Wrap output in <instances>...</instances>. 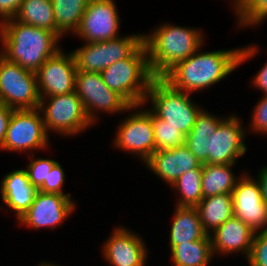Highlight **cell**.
<instances>
[{"instance_id":"19","label":"cell","mask_w":267,"mask_h":266,"mask_svg":"<svg viewBox=\"0 0 267 266\" xmlns=\"http://www.w3.org/2000/svg\"><path fill=\"white\" fill-rule=\"evenodd\" d=\"M254 231L236 216H232L209 234L213 255L242 253L248 259Z\"/></svg>"},{"instance_id":"14","label":"cell","mask_w":267,"mask_h":266,"mask_svg":"<svg viewBox=\"0 0 267 266\" xmlns=\"http://www.w3.org/2000/svg\"><path fill=\"white\" fill-rule=\"evenodd\" d=\"M76 206L68 195L38 191L30 208L17 222L29 229H57L75 212Z\"/></svg>"},{"instance_id":"6","label":"cell","mask_w":267,"mask_h":266,"mask_svg":"<svg viewBox=\"0 0 267 266\" xmlns=\"http://www.w3.org/2000/svg\"><path fill=\"white\" fill-rule=\"evenodd\" d=\"M38 109L48 134L53 132L57 135L72 137L93 126L75 91L40 98Z\"/></svg>"},{"instance_id":"4","label":"cell","mask_w":267,"mask_h":266,"mask_svg":"<svg viewBox=\"0 0 267 266\" xmlns=\"http://www.w3.org/2000/svg\"><path fill=\"white\" fill-rule=\"evenodd\" d=\"M100 74L104 83L121 95L131 106L144 103L150 83L154 78L144 43L128 58L113 63Z\"/></svg>"},{"instance_id":"25","label":"cell","mask_w":267,"mask_h":266,"mask_svg":"<svg viewBox=\"0 0 267 266\" xmlns=\"http://www.w3.org/2000/svg\"><path fill=\"white\" fill-rule=\"evenodd\" d=\"M90 0H51L56 22V35L62 37L77 31Z\"/></svg>"},{"instance_id":"12","label":"cell","mask_w":267,"mask_h":266,"mask_svg":"<svg viewBox=\"0 0 267 266\" xmlns=\"http://www.w3.org/2000/svg\"><path fill=\"white\" fill-rule=\"evenodd\" d=\"M242 124L234 113L226 115L220 122L216 132L208 138V164H236L246 154L247 145L244 141L250 132Z\"/></svg>"},{"instance_id":"37","label":"cell","mask_w":267,"mask_h":266,"mask_svg":"<svg viewBox=\"0 0 267 266\" xmlns=\"http://www.w3.org/2000/svg\"><path fill=\"white\" fill-rule=\"evenodd\" d=\"M14 109L8 107L4 103L0 101V148L3 145L8 124L10 121V116Z\"/></svg>"},{"instance_id":"38","label":"cell","mask_w":267,"mask_h":266,"mask_svg":"<svg viewBox=\"0 0 267 266\" xmlns=\"http://www.w3.org/2000/svg\"><path fill=\"white\" fill-rule=\"evenodd\" d=\"M252 85L256 89H260L263 95H267V61L261 67V69L252 78Z\"/></svg>"},{"instance_id":"35","label":"cell","mask_w":267,"mask_h":266,"mask_svg":"<svg viewBox=\"0 0 267 266\" xmlns=\"http://www.w3.org/2000/svg\"><path fill=\"white\" fill-rule=\"evenodd\" d=\"M225 117L213 115L206 109H201L197 115L195 125L189 133L213 134L216 132L218 125Z\"/></svg>"},{"instance_id":"34","label":"cell","mask_w":267,"mask_h":266,"mask_svg":"<svg viewBox=\"0 0 267 266\" xmlns=\"http://www.w3.org/2000/svg\"><path fill=\"white\" fill-rule=\"evenodd\" d=\"M253 109L248 124L249 131L267 136V95H262Z\"/></svg>"},{"instance_id":"39","label":"cell","mask_w":267,"mask_h":266,"mask_svg":"<svg viewBox=\"0 0 267 266\" xmlns=\"http://www.w3.org/2000/svg\"><path fill=\"white\" fill-rule=\"evenodd\" d=\"M255 179L259 184L262 199L267 204V165L259 170Z\"/></svg>"},{"instance_id":"8","label":"cell","mask_w":267,"mask_h":266,"mask_svg":"<svg viewBox=\"0 0 267 266\" xmlns=\"http://www.w3.org/2000/svg\"><path fill=\"white\" fill-rule=\"evenodd\" d=\"M49 137L38 108L13 110L0 150L24 154L26 152L29 157L35 150L46 151L50 145Z\"/></svg>"},{"instance_id":"29","label":"cell","mask_w":267,"mask_h":266,"mask_svg":"<svg viewBox=\"0 0 267 266\" xmlns=\"http://www.w3.org/2000/svg\"><path fill=\"white\" fill-rule=\"evenodd\" d=\"M152 123L156 150H170L184 145L186 136L153 112Z\"/></svg>"},{"instance_id":"23","label":"cell","mask_w":267,"mask_h":266,"mask_svg":"<svg viewBox=\"0 0 267 266\" xmlns=\"http://www.w3.org/2000/svg\"><path fill=\"white\" fill-rule=\"evenodd\" d=\"M236 164H203V198L218 194H231L243 171L238 177L232 171Z\"/></svg>"},{"instance_id":"36","label":"cell","mask_w":267,"mask_h":266,"mask_svg":"<svg viewBox=\"0 0 267 266\" xmlns=\"http://www.w3.org/2000/svg\"><path fill=\"white\" fill-rule=\"evenodd\" d=\"M24 0H0V24L18 14Z\"/></svg>"},{"instance_id":"18","label":"cell","mask_w":267,"mask_h":266,"mask_svg":"<svg viewBox=\"0 0 267 266\" xmlns=\"http://www.w3.org/2000/svg\"><path fill=\"white\" fill-rule=\"evenodd\" d=\"M144 165L170 186L189 170L203 168V164L185 145L170 150H156Z\"/></svg>"},{"instance_id":"2","label":"cell","mask_w":267,"mask_h":266,"mask_svg":"<svg viewBox=\"0 0 267 266\" xmlns=\"http://www.w3.org/2000/svg\"><path fill=\"white\" fill-rule=\"evenodd\" d=\"M60 40L50 30L21 23L15 18L0 24V55L33 72L62 49Z\"/></svg>"},{"instance_id":"40","label":"cell","mask_w":267,"mask_h":266,"mask_svg":"<svg viewBox=\"0 0 267 266\" xmlns=\"http://www.w3.org/2000/svg\"><path fill=\"white\" fill-rule=\"evenodd\" d=\"M37 266H60V265H58L56 263L53 264L52 262H41Z\"/></svg>"},{"instance_id":"21","label":"cell","mask_w":267,"mask_h":266,"mask_svg":"<svg viewBox=\"0 0 267 266\" xmlns=\"http://www.w3.org/2000/svg\"><path fill=\"white\" fill-rule=\"evenodd\" d=\"M173 219L169 233V245H178L201 240L204 232L199 214L195 207H174Z\"/></svg>"},{"instance_id":"22","label":"cell","mask_w":267,"mask_h":266,"mask_svg":"<svg viewBox=\"0 0 267 266\" xmlns=\"http://www.w3.org/2000/svg\"><path fill=\"white\" fill-rule=\"evenodd\" d=\"M195 208L207 235L234 215L231 194H218L203 198Z\"/></svg>"},{"instance_id":"24","label":"cell","mask_w":267,"mask_h":266,"mask_svg":"<svg viewBox=\"0 0 267 266\" xmlns=\"http://www.w3.org/2000/svg\"><path fill=\"white\" fill-rule=\"evenodd\" d=\"M173 266H209L214 258L209 235L201 240L169 245Z\"/></svg>"},{"instance_id":"13","label":"cell","mask_w":267,"mask_h":266,"mask_svg":"<svg viewBox=\"0 0 267 266\" xmlns=\"http://www.w3.org/2000/svg\"><path fill=\"white\" fill-rule=\"evenodd\" d=\"M115 0H90L75 36L85 43L120 37V16Z\"/></svg>"},{"instance_id":"15","label":"cell","mask_w":267,"mask_h":266,"mask_svg":"<svg viewBox=\"0 0 267 266\" xmlns=\"http://www.w3.org/2000/svg\"><path fill=\"white\" fill-rule=\"evenodd\" d=\"M77 66L74 54L59 50L36 71L40 98L75 91Z\"/></svg>"},{"instance_id":"32","label":"cell","mask_w":267,"mask_h":266,"mask_svg":"<svg viewBox=\"0 0 267 266\" xmlns=\"http://www.w3.org/2000/svg\"><path fill=\"white\" fill-rule=\"evenodd\" d=\"M66 175L64 168H62V164L57 162L51 172L47 175V180L44 181V183L38 188V191L44 192V193H57L61 195H68L70 198H72L70 193H65L63 188L64 182H66Z\"/></svg>"},{"instance_id":"5","label":"cell","mask_w":267,"mask_h":266,"mask_svg":"<svg viewBox=\"0 0 267 266\" xmlns=\"http://www.w3.org/2000/svg\"><path fill=\"white\" fill-rule=\"evenodd\" d=\"M192 94L172 87L162 77L150 83L144 104L150 101V110L185 136L193 129L198 113L203 108L191 98Z\"/></svg>"},{"instance_id":"33","label":"cell","mask_w":267,"mask_h":266,"mask_svg":"<svg viewBox=\"0 0 267 266\" xmlns=\"http://www.w3.org/2000/svg\"><path fill=\"white\" fill-rule=\"evenodd\" d=\"M246 261L249 266H267V231L254 234L251 253Z\"/></svg>"},{"instance_id":"31","label":"cell","mask_w":267,"mask_h":266,"mask_svg":"<svg viewBox=\"0 0 267 266\" xmlns=\"http://www.w3.org/2000/svg\"><path fill=\"white\" fill-rule=\"evenodd\" d=\"M211 134L188 133L184 145L199 160L201 164H208V138Z\"/></svg>"},{"instance_id":"26","label":"cell","mask_w":267,"mask_h":266,"mask_svg":"<svg viewBox=\"0 0 267 266\" xmlns=\"http://www.w3.org/2000/svg\"><path fill=\"white\" fill-rule=\"evenodd\" d=\"M15 19L56 34L55 15L51 0H24Z\"/></svg>"},{"instance_id":"27","label":"cell","mask_w":267,"mask_h":266,"mask_svg":"<svg viewBox=\"0 0 267 266\" xmlns=\"http://www.w3.org/2000/svg\"><path fill=\"white\" fill-rule=\"evenodd\" d=\"M202 172L203 168L191 169L170 186L179 197L175 206L196 207L203 199Z\"/></svg>"},{"instance_id":"20","label":"cell","mask_w":267,"mask_h":266,"mask_svg":"<svg viewBox=\"0 0 267 266\" xmlns=\"http://www.w3.org/2000/svg\"><path fill=\"white\" fill-rule=\"evenodd\" d=\"M0 184L4 205L15 213L16 220L20 219L32 205L38 189L31 184L24 168L4 175Z\"/></svg>"},{"instance_id":"10","label":"cell","mask_w":267,"mask_h":266,"mask_svg":"<svg viewBox=\"0 0 267 266\" xmlns=\"http://www.w3.org/2000/svg\"><path fill=\"white\" fill-rule=\"evenodd\" d=\"M143 43V34L120 36L103 42L85 43L73 49L77 71L101 73L119 60L128 58Z\"/></svg>"},{"instance_id":"9","label":"cell","mask_w":267,"mask_h":266,"mask_svg":"<svg viewBox=\"0 0 267 266\" xmlns=\"http://www.w3.org/2000/svg\"><path fill=\"white\" fill-rule=\"evenodd\" d=\"M75 93L82 101L92 125L99 120L101 111L105 114L127 113L131 106L121 95L111 90L101 74L96 72L77 71Z\"/></svg>"},{"instance_id":"17","label":"cell","mask_w":267,"mask_h":266,"mask_svg":"<svg viewBox=\"0 0 267 266\" xmlns=\"http://www.w3.org/2000/svg\"><path fill=\"white\" fill-rule=\"evenodd\" d=\"M102 243V255L110 266H147L148 249L140 234L126 227H114Z\"/></svg>"},{"instance_id":"7","label":"cell","mask_w":267,"mask_h":266,"mask_svg":"<svg viewBox=\"0 0 267 266\" xmlns=\"http://www.w3.org/2000/svg\"><path fill=\"white\" fill-rule=\"evenodd\" d=\"M144 106L143 103L129 107V114L120 120L112 141L115 149L135 154L142 163L156 151L152 111L149 108L142 109Z\"/></svg>"},{"instance_id":"16","label":"cell","mask_w":267,"mask_h":266,"mask_svg":"<svg viewBox=\"0 0 267 266\" xmlns=\"http://www.w3.org/2000/svg\"><path fill=\"white\" fill-rule=\"evenodd\" d=\"M234 216L248 225L254 233L267 231V204L262 199L258 182L244 173L232 193Z\"/></svg>"},{"instance_id":"3","label":"cell","mask_w":267,"mask_h":266,"mask_svg":"<svg viewBox=\"0 0 267 266\" xmlns=\"http://www.w3.org/2000/svg\"><path fill=\"white\" fill-rule=\"evenodd\" d=\"M204 34L198 28L171 23L160 24L148 34L143 32V43L152 75L163 77L176 64L194 54L205 44Z\"/></svg>"},{"instance_id":"28","label":"cell","mask_w":267,"mask_h":266,"mask_svg":"<svg viewBox=\"0 0 267 266\" xmlns=\"http://www.w3.org/2000/svg\"><path fill=\"white\" fill-rule=\"evenodd\" d=\"M231 8L237 17V27L241 29L258 27L267 19V0H238Z\"/></svg>"},{"instance_id":"30","label":"cell","mask_w":267,"mask_h":266,"mask_svg":"<svg viewBox=\"0 0 267 266\" xmlns=\"http://www.w3.org/2000/svg\"><path fill=\"white\" fill-rule=\"evenodd\" d=\"M29 156V160H31V162L28 163L25 171L31 184L38 189L44 183V181L47 180L48 173L51 172L53 166L58 161L50 158H35L34 155Z\"/></svg>"},{"instance_id":"11","label":"cell","mask_w":267,"mask_h":266,"mask_svg":"<svg viewBox=\"0 0 267 266\" xmlns=\"http://www.w3.org/2000/svg\"><path fill=\"white\" fill-rule=\"evenodd\" d=\"M0 101L14 110L37 109L40 95L36 72L0 55Z\"/></svg>"},{"instance_id":"1","label":"cell","mask_w":267,"mask_h":266,"mask_svg":"<svg viewBox=\"0 0 267 266\" xmlns=\"http://www.w3.org/2000/svg\"><path fill=\"white\" fill-rule=\"evenodd\" d=\"M203 46L204 44L186 60L172 67L162 78L180 91L197 93L226 79L260 51L256 44L208 52L201 51Z\"/></svg>"}]
</instances>
